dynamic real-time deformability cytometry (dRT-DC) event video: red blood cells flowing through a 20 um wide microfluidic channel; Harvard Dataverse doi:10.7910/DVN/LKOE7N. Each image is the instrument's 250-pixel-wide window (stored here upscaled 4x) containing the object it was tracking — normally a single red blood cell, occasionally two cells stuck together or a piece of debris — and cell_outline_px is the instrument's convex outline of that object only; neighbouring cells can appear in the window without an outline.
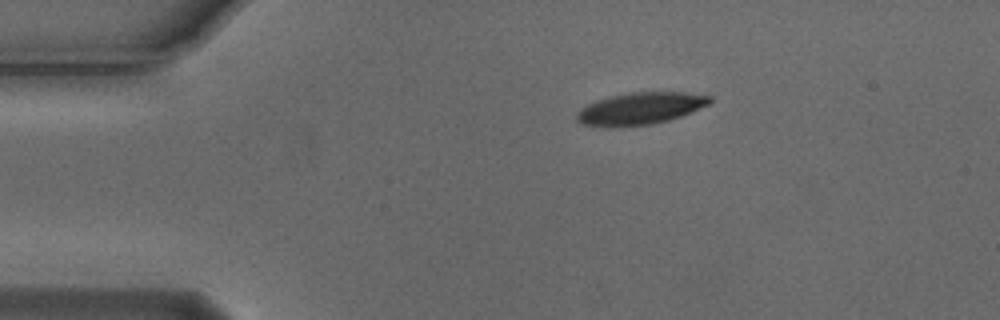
{"species": "Egyptian fruit bat (a non-hibernating species)", "species_latin": "Rousettus aegyptiacus", "temperature_condition": "cold", "stored_images_in_passage": 2, "camera_frame_rate_fps": 3000, "um_per_image_px": 0.085, "animal": {"sex": "male"}, "frame": {"image": 1, "passage_image": 2, "time_ms": 0.333, "image_size_px": [1000, 320], "cell_outline_px": [[712, 100], [708, 104], [680, 116], [668, 120], [648, 124], [580, 124], [576, 120], [576, 112], [580, 108], [596, 100], [608, 96], [628, 92], [684, 92], [712, 96]], "centroid_in_image_um": [54.43, 9.16], "position_along_channel_um": 30.6, "area_um2": 23.99}}